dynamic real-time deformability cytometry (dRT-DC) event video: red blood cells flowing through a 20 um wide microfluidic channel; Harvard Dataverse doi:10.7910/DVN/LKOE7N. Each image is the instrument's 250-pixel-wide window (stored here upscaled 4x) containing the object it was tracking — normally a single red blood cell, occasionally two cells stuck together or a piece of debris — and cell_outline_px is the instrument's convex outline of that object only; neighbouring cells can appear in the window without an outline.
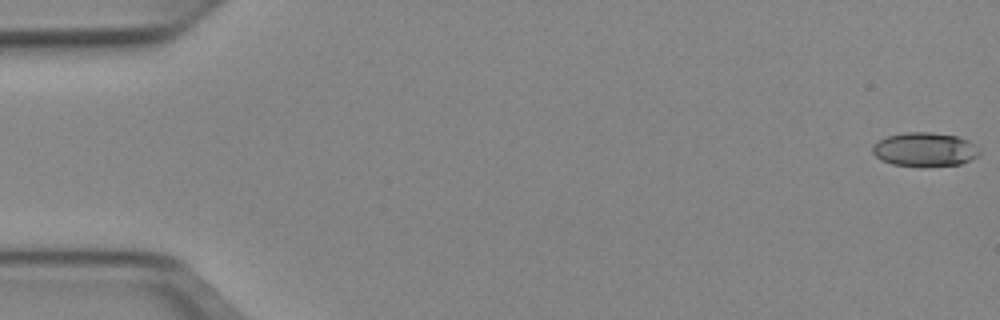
{"species": "Egyptian fruit bat (a non-hibernating species)", "species_latin": "Rousettus aegyptiacus", "temperature_condition": "cold", "stored_images_in_passage": 15, "camera_frame_rate_fps": 3000, "um_per_image_px": 0.085, "animal": {"sex": "female"}, "frame": {"image": 1, "passage_image": 1, "time_ms": 0.0, "image_size_px": [1000, 320], "cell_outline_px": [[980, 152], [972, 160], [960, 164], [920, 168], [892, 164], [880, 160], [872, 152], [872, 144], [888, 136], [904, 132], [928, 132], [956, 136], [968, 140]], "centroid_in_image_um": [78.56, 12.73], "position_along_channel_um": 6.4, "area_um2": 21.39}}
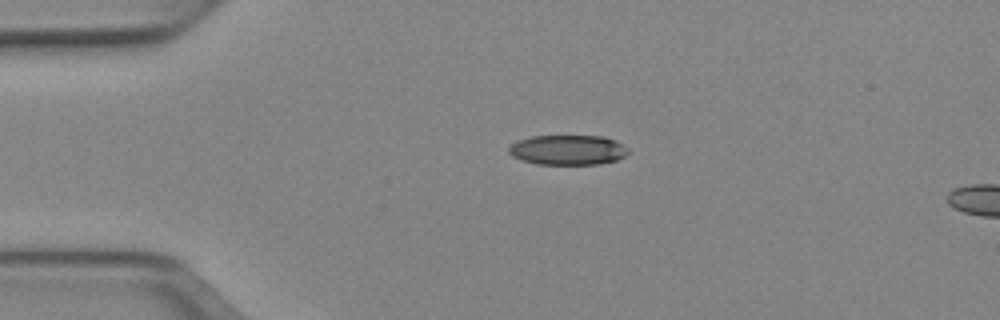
{"frame": {"image": 2, "passage_image": 12, "time_ms": 3.667, "image_size_px": [1000, 320], "cell_outline_px": [[628, 152], [624, 156], [616, 160], [596, 164], [536, 164], [512, 156], [508, 152], [508, 148], [516, 140], [532, 136], [604, 136], [616, 140], [624, 144], [628, 148]], "centroid_in_image_um": [48.27, 12.73], "position_along_channel_um": 36.7, "area_um2": 20.87}}